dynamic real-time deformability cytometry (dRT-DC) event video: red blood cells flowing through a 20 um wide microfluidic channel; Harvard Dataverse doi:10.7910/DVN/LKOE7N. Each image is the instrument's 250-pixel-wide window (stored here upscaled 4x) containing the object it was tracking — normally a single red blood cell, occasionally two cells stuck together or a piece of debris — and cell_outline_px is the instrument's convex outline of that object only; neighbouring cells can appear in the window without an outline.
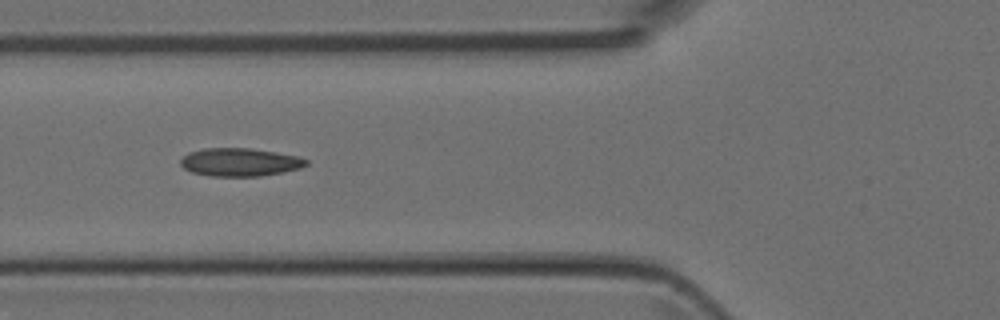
{"species": "Egyptian fruit bat (a non-hibernating species)", "species_latin": "Rousettus aegyptiacus", "temperature_condition": "room temperature", "stored_images_in_passage": 4, "camera_frame_rate_fps": 3000, "um_per_image_px": 0.085, "animal": {"sex": "female"}, "frame": {"image": 1, "passage_image": 4, "time_ms": 1.0, "image_size_px": [1000, 320], "cell_outline_px": [[308, 164], [300, 168], [284, 172], [260, 176], [212, 176], [192, 172], [184, 168], [180, 164], [180, 160], [188, 152], [204, 148], [248, 148], [276, 152], [296, 156], [308, 160]], "centroid_in_image_um": [20.38, 13.78], "position_along_channel_um": 105.4, "area_um2": 20.52}}